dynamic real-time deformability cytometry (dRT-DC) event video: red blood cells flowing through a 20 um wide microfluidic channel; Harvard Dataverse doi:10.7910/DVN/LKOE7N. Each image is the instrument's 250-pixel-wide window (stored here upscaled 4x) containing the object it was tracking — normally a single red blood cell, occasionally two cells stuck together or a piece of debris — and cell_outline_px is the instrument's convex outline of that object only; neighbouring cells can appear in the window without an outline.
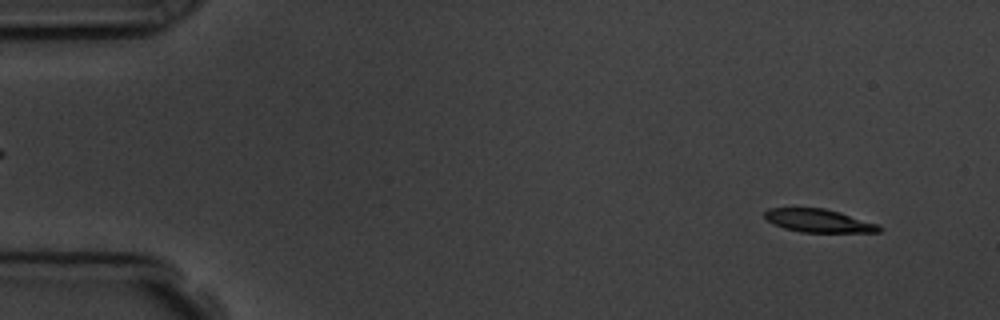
{"species": "common noctule bat (a hibernating species)", "species_latin": "Nyctalus noctula", "temperature_condition": "room temperature", "stored_images_in_passage": 4, "camera_frame_rate_fps": 3000, "um_per_image_px": 0.085, "animal": {"sex": "male", "body_mass_g": 19.5, "forearm_length_mm": 54.6}, "frame": {"image": 1, "passage_image": 1, "time_ms": 0.0, "image_size_px": [1000, 320], "cell_outline_px": [[884, 228], [880, 232], [800, 232], [784, 228], [768, 220], [764, 216], [764, 212], [768, 208], [824, 208], [840, 212], [880, 224]], "centroid_in_image_um": [69.65, 18.76], "position_along_channel_um": 15.4, "area_um2": 15.49}}
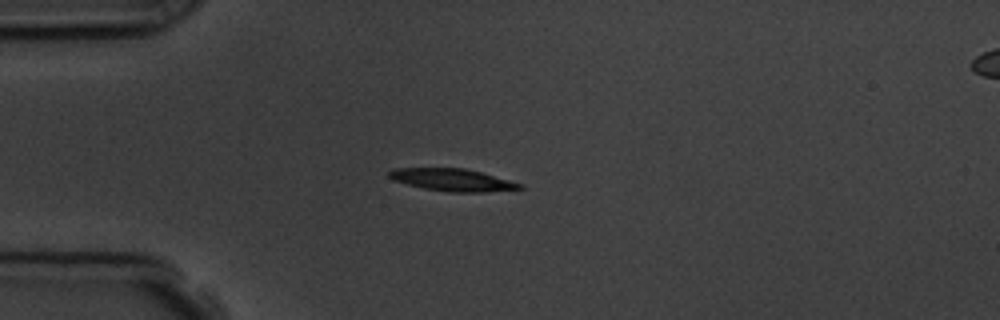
{"frame": {"image": 2, "passage_image": 4, "time_ms": 3.333, "image_size_px": [1000, 320], "cell_outline_px": [[524, 188], [484, 192], [448, 192], [424, 188], [392, 180], [388, 176], [388, 172], [392, 168], [464, 168], [480, 172], [524, 184]], "centroid_in_image_um": [38.44, 15.29], "position_along_channel_um": 46.6, "area_um2": 16.94}}